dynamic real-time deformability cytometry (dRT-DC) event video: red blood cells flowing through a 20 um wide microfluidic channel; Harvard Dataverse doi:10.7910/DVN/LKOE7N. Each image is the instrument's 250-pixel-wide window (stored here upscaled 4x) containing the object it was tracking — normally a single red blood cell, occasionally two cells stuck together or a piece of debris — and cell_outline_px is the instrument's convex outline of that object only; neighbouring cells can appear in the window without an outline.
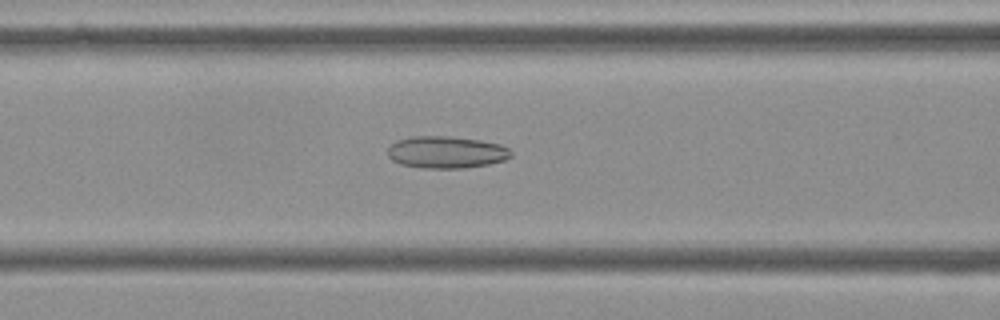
{"species": "Egyptian fruit bat (a non-hibernating species)", "species_latin": "Rousettus aegyptiacus", "temperature_condition": "cold", "stored_images_in_passage": 54, "camera_frame_rate_fps": 3000, "um_per_image_px": 0.085, "frame": {"image": 1, "passage_image": 21, "time_ms": 6.667, "image_size_px": [1000, 320], "cell_outline_px": [[512, 156], [504, 160], [488, 164], [464, 168], [424, 168], [400, 164], [392, 160], [388, 156], [388, 148], [396, 140], [412, 136], [448, 136], [480, 140], [500, 144], [508, 148], [512, 152]], "centroid_in_image_um": [37.93, 12.93], "position_along_channel_um": 128.7, "area_um2": 23.06}}
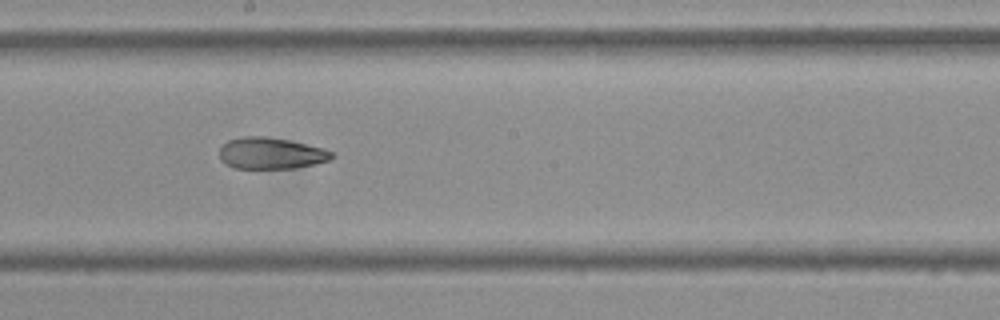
{"frame": {"image": 2, "passage_image": 29, "time_ms": 9.333, "image_size_px": [1000, 320], "cell_outline_px": [[336, 156], [332, 160], [316, 164], [296, 168], [232, 168], [220, 160], [220, 148], [228, 140], [240, 136], [264, 136], [288, 140], [324, 148], [332, 152]], "centroid_in_image_um": [23.05, 13.03], "position_along_channel_um": 225.1, "area_um2": 20.81}}
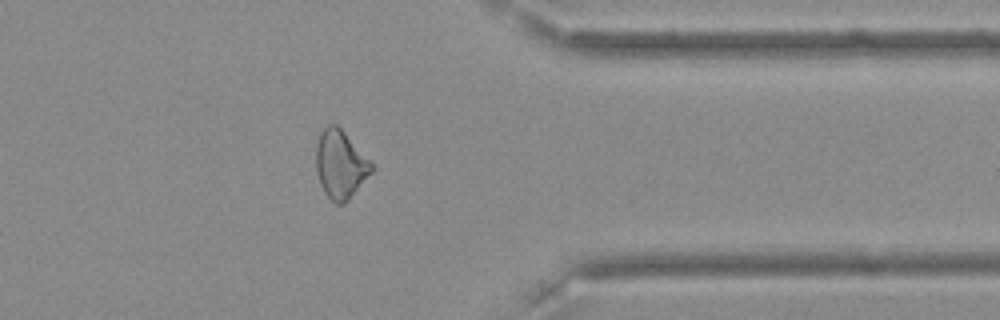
{"frame": {"image": 3, "passage_image": 43, "time_ms": 14.0, "image_size_px": [1000, 320], "cell_outline_px": [[376, 168], [348, 200], [344, 204], [336, 204], [324, 192], [320, 184], [316, 172], [316, 144], [320, 132], [328, 124], [336, 124], [344, 132]], "centroid_in_image_um": [28.92, 13.99], "position_along_channel_um": 382.5, "area_um2": 21.96}, "authors_computed_cell_mechanics": {"area_um2": 23.2934, "velocity_mm_per_s": 3.6159, "shape_relaxation_time_tau1_ms": null, "shape_relaxation_time_tau2_ms": 3.9646, "deformation_change_tau1": null, "deformation_change_tau2": 0.117}}